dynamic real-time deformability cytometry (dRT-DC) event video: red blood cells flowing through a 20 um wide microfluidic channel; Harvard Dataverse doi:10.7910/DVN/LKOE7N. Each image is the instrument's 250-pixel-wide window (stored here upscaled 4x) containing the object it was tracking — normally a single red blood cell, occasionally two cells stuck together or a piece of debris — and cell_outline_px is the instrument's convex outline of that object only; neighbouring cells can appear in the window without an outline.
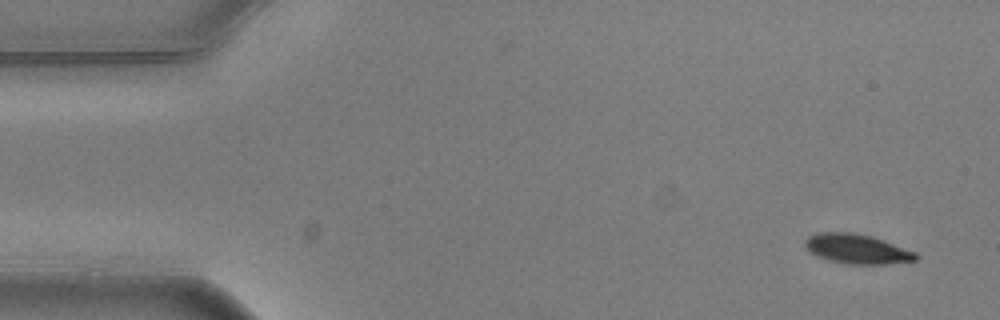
{"species": "common noctule bat (a hibernating species)", "species_latin": "Nyctalus noctula", "temperature_condition": "warm", "stored_images_in_passage": 6, "camera_frame_rate_fps": 3000, "um_per_image_px": 0.085, "animal": {"sex": "male", "body_mass_g": 20.5, "forearm_length_mm": 52.5}, "frame": {"image": 1, "passage_image": 1, "time_ms": 0.0, "image_size_px": [1000, 320], "cell_outline_px": [[920, 256], [916, 260], [884, 264], [848, 264], [828, 260], [816, 256], [808, 252], [804, 244], [804, 240], [808, 236], [820, 232], [852, 232], [872, 236], [916, 252]], "centroid_in_image_um": [72.81, 21.16], "position_along_channel_um": 12.2, "area_um2": 19.25}}
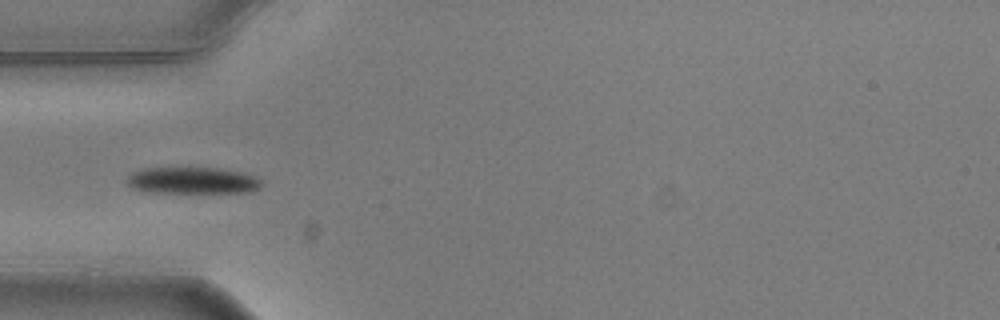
{"frame": {"image": 2, "passage_image": 5, "time_ms": 1.333, "image_size_px": [1000, 320], "cell_outline_px": [[264, 184], [260, 188], [252, 192], [148, 192], [132, 188], [128, 184], [128, 176], [132, 172], [144, 168], [188, 164], [216, 168], [240, 172], [256, 176]], "centroid_in_image_um": [16.35, 15.29], "position_along_channel_um": 68.6, "area_um2": 21.85}}
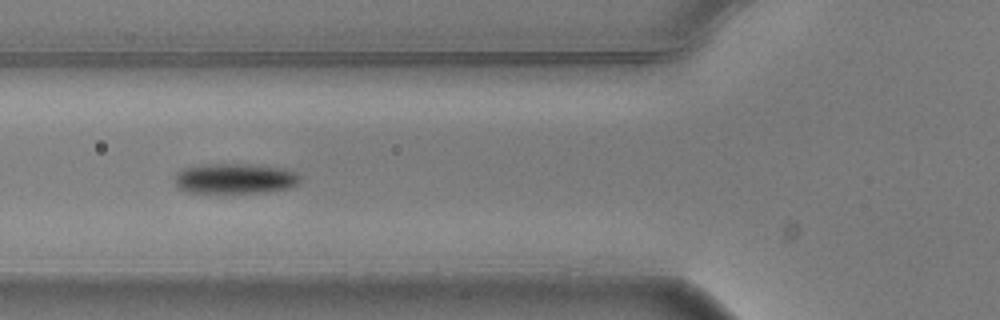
{"frame": {"image": 3, "passage_image": 6, "time_ms": 1.667, "image_size_px": [1000, 320], "cell_outline_px": [[300, 180], [296, 184], [288, 188], [268, 192], [184, 192], [176, 184], [176, 172], [184, 168], [204, 164], [248, 164], [280, 168], [292, 172], [300, 176]], "centroid_in_image_um": [19.94, 15.17], "position_along_channel_um": 105.9, "area_um2": 21.73}}